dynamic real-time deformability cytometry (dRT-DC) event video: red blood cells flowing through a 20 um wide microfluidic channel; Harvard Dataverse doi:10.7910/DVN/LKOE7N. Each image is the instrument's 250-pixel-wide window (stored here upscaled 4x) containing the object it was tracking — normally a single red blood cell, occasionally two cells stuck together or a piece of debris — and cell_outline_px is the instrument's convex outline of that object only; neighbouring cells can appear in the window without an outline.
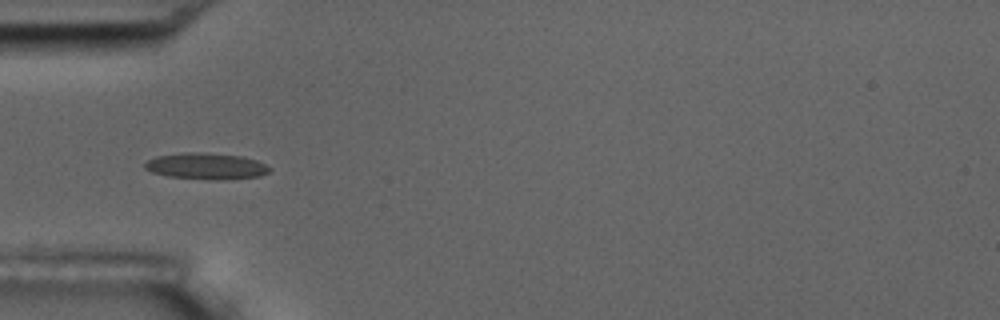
{"species": "common noctule bat (a hibernating species)", "species_latin": "Nyctalus noctula", "temperature_condition": "room temperature", "stored_images_in_passage": 15, "camera_frame_rate_fps": 3000, "um_per_image_px": 0.085, "animal": {"sex": "male", "body_mass_g": 17.5, "forearm_length_mm": 52.3}, "frame": {"image": 1, "passage_image": 5, "time_ms": 1.333, "image_size_px": [1000, 320], "cell_outline_px": [[272, 168], [268, 172], [260, 176], [224, 180], [208, 180], [168, 176], [152, 172], [144, 168], [144, 164], [148, 160], [156, 156], [184, 152], [200, 152], [244, 156], [256, 160]], "centroid_in_image_um": [17.53, 14.12], "position_along_channel_um": 67.5, "area_um2": 19.31}}
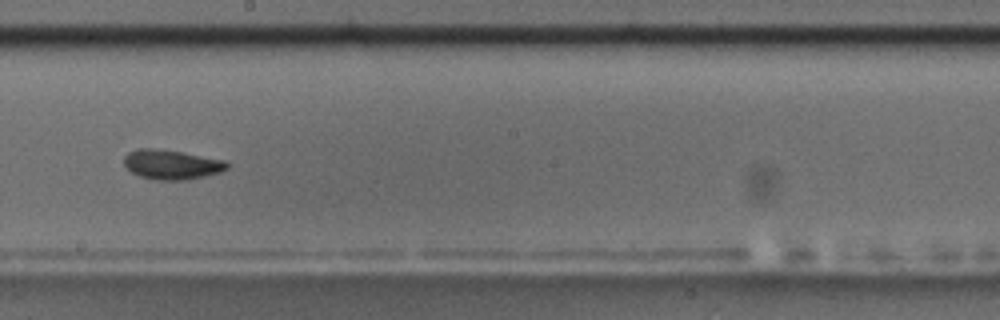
{"frame": {"image": 2, "passage_image": 9, "time_ms": 2.667, "image_size_px": [1000, 320], "cell_outline_px": [[228, 168], [220, 172], [204, 176], [184, 180], [156, 180], [140, 176], [132, 172], [124, 164], [124, 156], [128, 152], [136, 148], [152, 148], [180, 152], [228, 160]], "centroid_in_image_um": [14.59, 13.98], "position_along_channel_um": 233.6, "area_um2": 17.74}}